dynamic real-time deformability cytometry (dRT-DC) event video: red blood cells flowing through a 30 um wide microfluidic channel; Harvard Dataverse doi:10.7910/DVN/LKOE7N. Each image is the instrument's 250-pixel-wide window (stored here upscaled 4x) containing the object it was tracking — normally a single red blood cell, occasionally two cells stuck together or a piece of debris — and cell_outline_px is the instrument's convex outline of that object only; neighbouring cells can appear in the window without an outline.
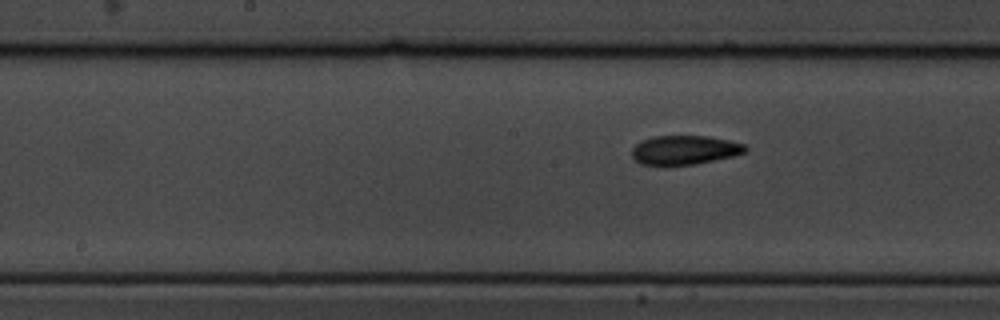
{"species": "common noctule bat (a hibernating species)", "species_latin": "Nyctalus noctula", "temperature_condition": "cold", "stored_images_in_passage": 8, "segment_of_instrument_passage": [2, 2], "camera_frame_rate_fps": 3000, "um_per_image_px": 0.085, "animal": {"sex": "male", "body_mass_g": 19.5, "forearm_length_mm": 54.6}, "frame": {"image": 1, "passage_image": 8, "time_ms": 2.333, "image_size_px": [1000, 320], "cell_outline_px": [[748, 148], [744, 152], [736, 156], [696, 164], [664, 168], [640, 164], [632, 156], [632, 148], [640, 140], [652, 136], [708, 136], [728, 140], [744, 144]], "centroid_in_image_um": [58.14, 12.79], "position_along_channel_um": 190.1, "area_um2": 20.0}}